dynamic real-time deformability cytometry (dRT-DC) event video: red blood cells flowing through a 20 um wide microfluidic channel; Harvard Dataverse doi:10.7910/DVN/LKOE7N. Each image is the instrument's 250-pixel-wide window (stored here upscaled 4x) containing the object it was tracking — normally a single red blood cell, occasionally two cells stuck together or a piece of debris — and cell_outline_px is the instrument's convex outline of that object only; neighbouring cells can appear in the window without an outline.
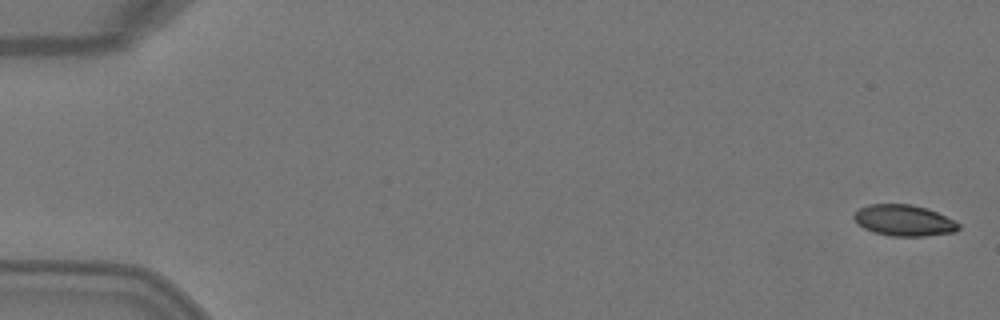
{"species": "Egyptian fruit bat (a non-hibernating species)", "species_latin": "Rousettus aegyptiacus", "temperature_condition": "warm", "stored_images_in_passage": 6, "camera_frame_rate_fps": 3000, "um_per_image_px": 0.085, "animal": {"sex": "female"}, "frame": {"image": 1, "passage_image": 1, "time_ms": 0.0, "image_size_px": [1000, 320], "cell_outline_px": [[960, 228], [956, 232], [924, 236], [892, 236], [876, 232], [864, 228], [852, 216], [860, 208], [868, 204], [912, 204], [928, 208], [956, 220], [960, 224]], "centroid_in_image_um": [76.9, 18.73], "position_along_channel_um": 8.1, "area_um2": 19.02}}
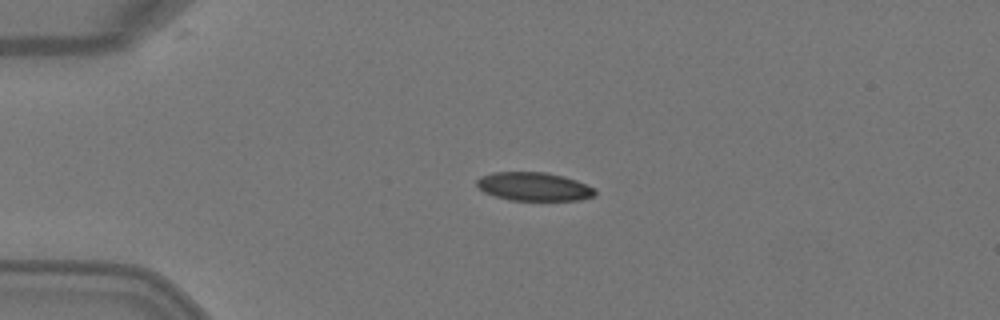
{"frame": {"image": 2, "passage_image": 4, "time_ms": 1.0, "image_size_px": [1000, 320], "cell_outline_px": [[596, 196], [580, 200], [508, 200], [484, 192], [476, 184], [476, 180], [480, 176], [492, 172], [544, 172], [564, 176], [576, 180], [596, 188]], "centroid_in_image_um": [45.4, 15.86], "position_along_channel_um": 39.6, "area_um2": 19.77}}
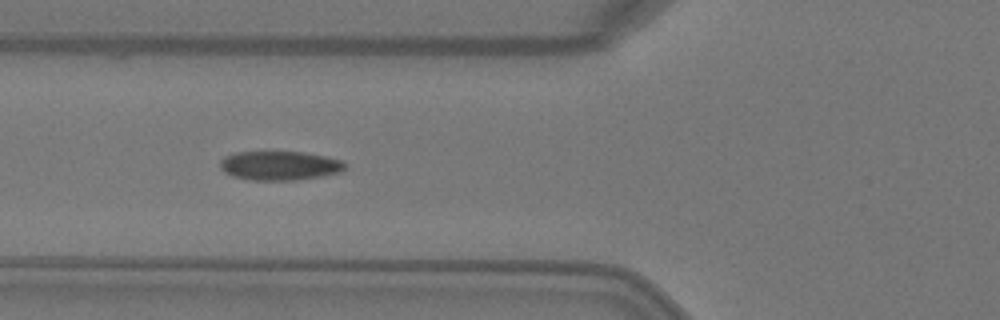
{"frame": {"image": 3, "passage_image": 6, "time_ms": 1.667, "image_size_px": [1000, 320], "cell_outline_px": [[348, 168], [340, 172], [320, 176], [292, 180], [252, 180], [232, 176], [224, 172], [220, 168], [220, 160], [224, 156], [236, 152], [300, 152], [324, 156], [340, 160], [348, 164]], "centroid_in_image_um": [23.76, 14.08], "position_along_channel_um": 102.0, "area_um2": 21.15}}